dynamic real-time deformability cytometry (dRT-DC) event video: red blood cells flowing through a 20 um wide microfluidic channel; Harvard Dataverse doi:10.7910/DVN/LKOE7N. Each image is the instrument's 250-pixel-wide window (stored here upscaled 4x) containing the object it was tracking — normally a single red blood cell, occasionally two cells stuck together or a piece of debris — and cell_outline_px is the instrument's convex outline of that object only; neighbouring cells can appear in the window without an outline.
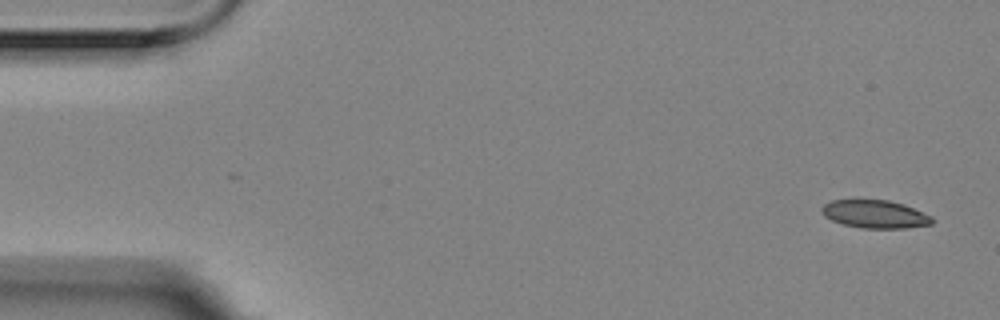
{"species": "Egyptian fruit bat (a non-hibernating species)", "species_latin": "Rousettus aegyptiacus", "temperature_condition": "room temperature", "stored_images_in_passage": 5, "camera_frame_rate_fps": 3000, "um_per_image_px": 0.085, "animal": {"sex": "female"}, "frame": {"image": 1, "passage_image": 1, "time_ms": 0.0, "image_size_px": [1000, 320], "cell_outline_px": [[932, 224], [908, 228], [860, 228], [844, 224], [832, 220], [824, 216], [820, 208], [824, 204], [832, 200], [888, 200], [904, 204], [932, 216]], "centroid_in_image_um": [74.37, 18.2], "position_along_channel_um": 10.6, "area_um2": 17.98}}